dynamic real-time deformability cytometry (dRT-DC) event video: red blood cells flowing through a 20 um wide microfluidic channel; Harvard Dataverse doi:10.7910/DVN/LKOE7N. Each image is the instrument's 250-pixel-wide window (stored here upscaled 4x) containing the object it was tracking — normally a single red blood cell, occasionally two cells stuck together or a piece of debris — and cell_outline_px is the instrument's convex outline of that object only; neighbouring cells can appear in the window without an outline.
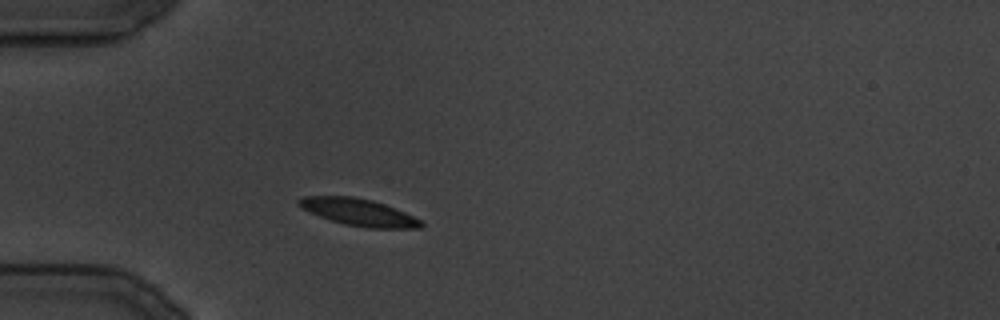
{"species": "common noctule bat (a hibernating species)", "species_latin": "Nyctalus noctula", "temperature_condition": "cold", "stored_images_in_passage": 26, "segment_of_instrument_passage": [1, 2], "camera_frame_rate_fps": 3000, "um_per_image_px": 0.085, "animal": {"sex": "male", "body_mass_g": 19.5, "forearm_length_mm": 54.6}, "frame": {"image": 1, "passage_image": 1, "time_ms": 0.0, "image_size_px": [1000, 320], "cell_outline_px": [[424, 224], [420, 228], [368, 228], [344, 224], [320, 216], [296, 204], [296, 200], [304, 196], [352, 196], [372, 200], [384, 204], [404, 212], [420, 220]], "centroid_in_image_um": [30.48, 18.03], "position_along_channel_um": 54.5, "area_um2": 18.96}}
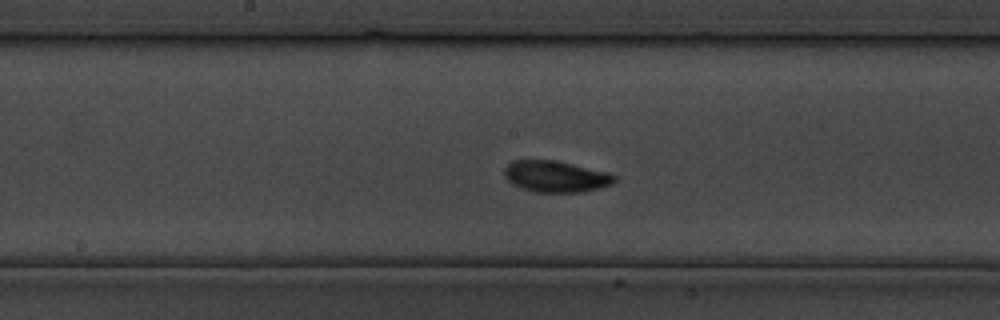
{"frame": {"image": 2, "passage_image": 9, "time_ms": 10.0, "image_size_px": [1000, 320], "cell_outline_px": [[616, 180], [612, 184], [584, 192], [536, 192], [512, 184], [504, 176], [504, 168], [512, 160], [556, 160], [608, 172], [616, 176]], "centroid_in_image_um": [47.24, 14.99], "position_along_channel_um": 201.0, "area_um2": 20.11}}
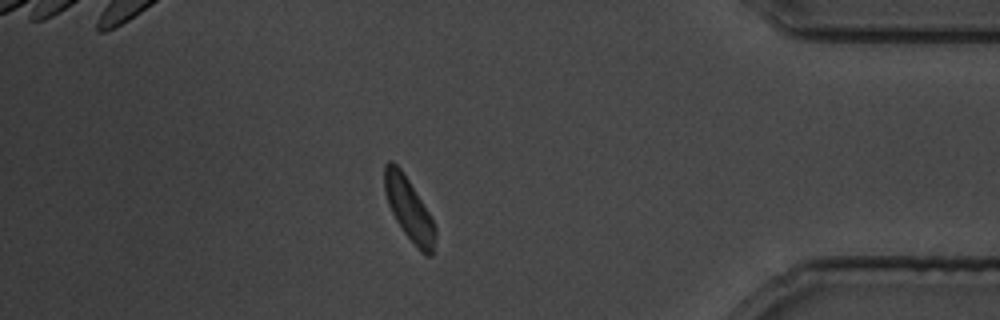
{"frame": {"image": 3, "passage_image": 21, "time_ms": 24.667, "image_size_px": [1000, 320], "cell_outline_px": [[436, 236], [432, 256], [428, 256], [420, 252], [404, 232], [396, 220], [388, 204], [384, 192], [384, 164], [388, 160], [392, 160], [400, 168], [408, 180], [428, 212], [436, 228]], "centroid_in_image_um": [34.75, 17.78], "position_along_channel_um": 400.5, "area_um2": 18.32}}